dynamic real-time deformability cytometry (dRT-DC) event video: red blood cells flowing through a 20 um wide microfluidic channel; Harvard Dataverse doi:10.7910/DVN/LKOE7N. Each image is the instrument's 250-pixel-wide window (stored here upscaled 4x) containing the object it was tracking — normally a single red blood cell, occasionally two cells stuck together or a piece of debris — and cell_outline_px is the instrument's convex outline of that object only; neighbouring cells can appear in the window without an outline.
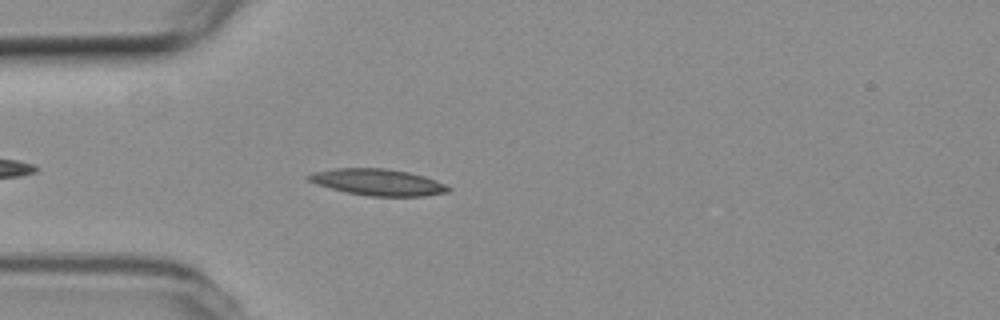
{"species": "common noctule bat (a hibernating species)", "species_latin": "Nyctalus noctula", "temperature_condition": "room temperature", "stored_images_in_passage": 19, "camera_frame_rate_fps": 3000, "um_per_image_px": 0.085, "animal": {"sex": "female", "body_mass_g": 19.3, "forearm_length_mm": 54.1}, "frame": {"image": 1, "passage_image": 5, "time_ms": 1.333, "image_size_px": [1000, 320], "cell_outline_px": [[452, 188], [448, 192], [424, 196], [368, 196], [348, 192], [316, 184], [308, 180], [304, 176], [312, 172], [336, 168], [384, 168], [408, 172], [424, 176], [436, 180]], "centroid_in_image_um": [32.11, 15.48], "position_along_channel_um": 52.9, "area_um2": 21.5}}
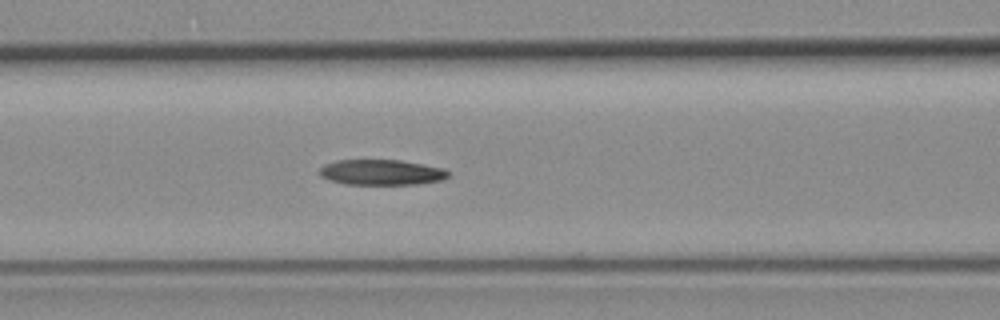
{"frame": {"image": 2, "passage_image": 12, "time_ms": 3.667, "image_size_px": [1000, 320], "cell_outline_px": [[448, 176], [444, 180], [420, 184], [344, 184], [328, 180], [320, 176], [316, 172], [324, 164], [336, 160], [400, 160], [444, 168], [448, 172]], "centroid_in_image_um": [32.38, 14.65], "position_along_channel_um": 134.2, "area_um2": 19.31}}
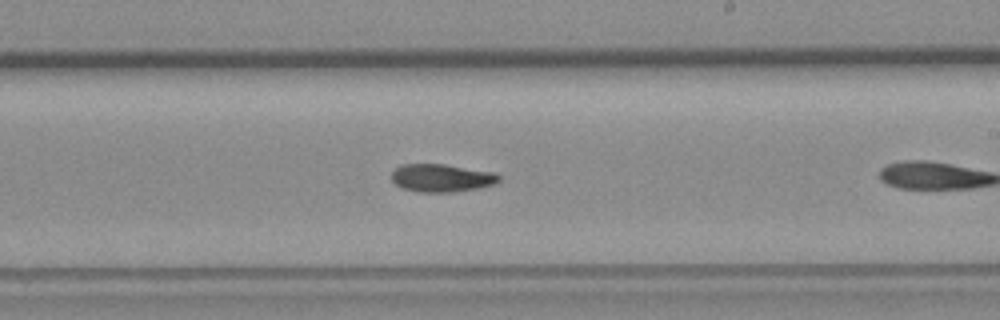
{"frame": {"image": 3, "passage_image": 18, "time_ms": 5.667, "image_size_px": [1000, 320], "cell_outline_px": [[500, 180], [496, 184], [480, 188], [452, 192], [420, 192], [400, 188], [392, 180], [392, 172], [400, 164], [444, 164], [496, 172], [500, 176]], "centroid_in_image_um": [37.56, 15.12], "position_along_channel_um": 251.4, "area_um2": 17.69}}